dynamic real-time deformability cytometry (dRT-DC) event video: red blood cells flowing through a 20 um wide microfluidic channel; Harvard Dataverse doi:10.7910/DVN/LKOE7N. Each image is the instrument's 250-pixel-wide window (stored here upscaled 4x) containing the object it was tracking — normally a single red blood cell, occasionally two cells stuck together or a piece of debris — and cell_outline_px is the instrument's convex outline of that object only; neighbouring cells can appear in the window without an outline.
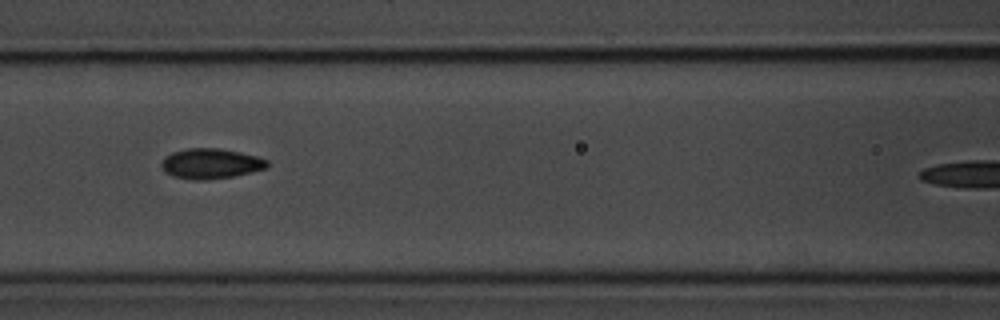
{"species": "common noctule bat (a hibernating species)", "species_latin": "Nyctalus noctula", "temperature_condition": "room temperature", "stored_images_in_passage": 4, "camera_frame_rate_fps": 3000, "um_per_image_px": 0.085, "animal": {"sex": "male", "body_mass_g": 20.1, "forearm_length_mm": 53.5}, "frame": {"image": 1, "passage_image": 3, "time_ms": 3.0, "image_size_px": [1000, 320], "cell_outline_px": [[268, 164], [264, 168], [252, 172], [232, 176], [200, 180], [196, 180], [172, 176], [160, 164], [164, 156], [172, 152], [188, 148], [220, 148], [240, 152], [256, 156], [268, 160]], "centroid_in_image_um": [17.9, 13.89], "position_along_channel_um": 148.7, "area_um2": 18.38}}